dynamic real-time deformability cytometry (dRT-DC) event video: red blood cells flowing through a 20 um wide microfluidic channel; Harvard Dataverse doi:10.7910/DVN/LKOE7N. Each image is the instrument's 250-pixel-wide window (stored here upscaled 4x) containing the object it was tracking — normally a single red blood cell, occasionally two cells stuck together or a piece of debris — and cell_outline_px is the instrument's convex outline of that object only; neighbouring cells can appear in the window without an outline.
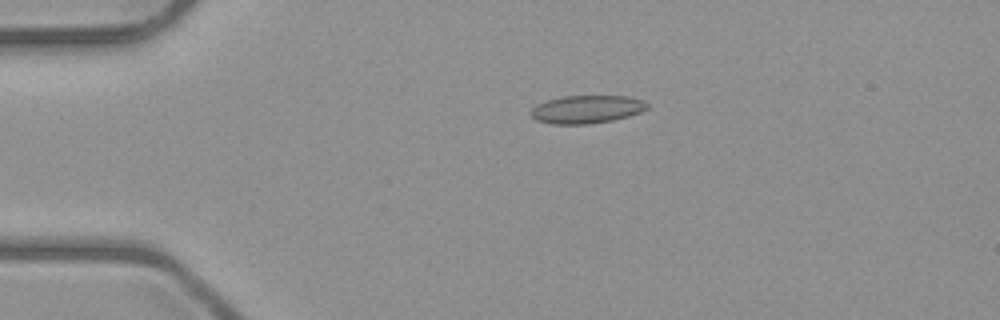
{"species": "common noctule bat (a hibernating species)", "species_latin": "Nyctalus noctula", "temperature_condition": "room temperature", "stored_images_in_passage": 5, "camera_frame_rate_fps": 3000, "um_per_image_px": 0.085, "animal": {"sex": "male", "body_mass_g": 23.1, "forearm_length_mm": 52.7}, "frame": {"image": 1, "passage_image": 4, "time_ms": 3.333, "image_size_px": [1000, 320], "cell_outline_px": [[648, 108], [640, 112], [628, 116], [612, 120], [588, 124], [552, 124], [536, 120], [532, 116], [532, 108], [536, 104], [548, 100], [564, 96], [628, 96], [644, 100], [648, 104]], "centroid_in_image_um": [49.89, 9.29], "position_along_channel_um": 35.1, "area_um2": 18.9}}